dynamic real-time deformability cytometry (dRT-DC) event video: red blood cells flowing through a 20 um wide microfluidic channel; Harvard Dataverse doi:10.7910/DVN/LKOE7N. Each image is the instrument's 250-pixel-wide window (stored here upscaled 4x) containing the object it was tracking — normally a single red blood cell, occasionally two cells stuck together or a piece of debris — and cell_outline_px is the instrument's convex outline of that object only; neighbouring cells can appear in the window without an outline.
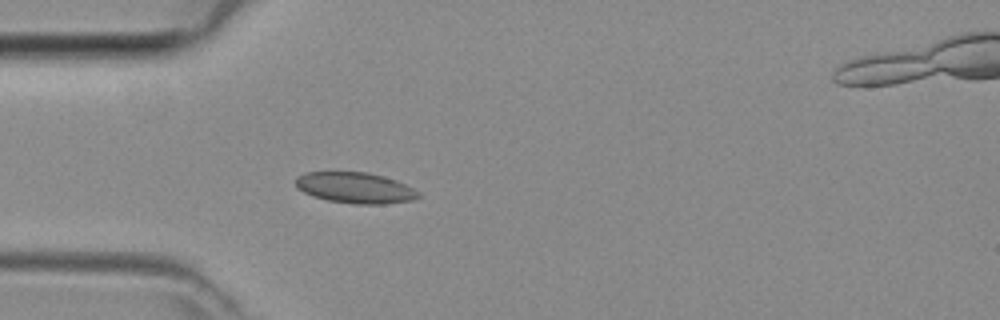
{"species": "common noctule bat (a hibernating species)", "species_latin": "Nyctalus noctula", "temperature_condition": "room temperature", "stored_images_in_passage": 27, "camera_frame_rate_fps": 3000, "um_per_image_px": 0.085, "animal": {"sex": "female", "body_mass_g": 29.2, "forearm_length_mm": 56.3}, "frame": {"image": 1, "passage_image": 1, "time_ms": 0.0, "image_size_px": [1000, 320], "cell_outline_px": [[420, 196], [412, 200], [384, 204], [352, 204], [328, 200], [312, 196], [296, 188], [296, 176], [304, 172], [368, 172], [384, 176], [396, 180], [420, 192]], "centroid_in_image_um": [30.17, 15.96], "position_along_channel_um": 54.8, "area_um2": 22.2}}
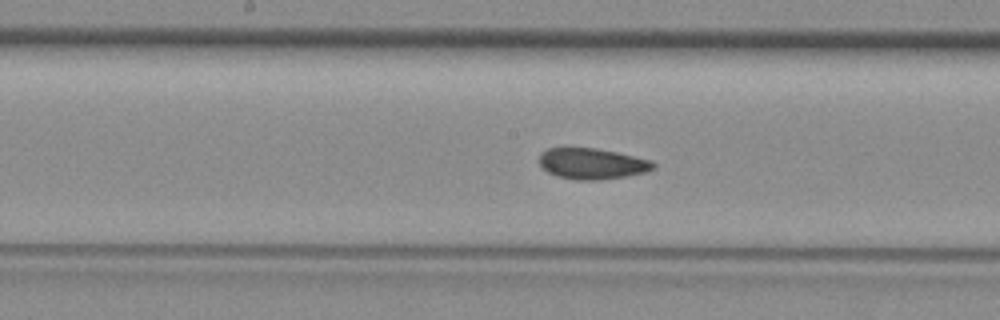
{"frame": {"image": 2, "passage_image": 11, "time_ms": 3.333, "image_size_px": [1000, 320], "cell_outline_px": [[656, 168], [644, 172], [624, 176], [600, 180], [576, 180], [556, 176], [548, 172], [540, 164], [540, 152], [548, 148], [564, 144], [596, 148], [616, 152], [652, 160], [656, 164]], "centroid_in_image_um": [50.27, 13.86], "position_along_channel_um": 197.9, "area_um2": 21.21}}
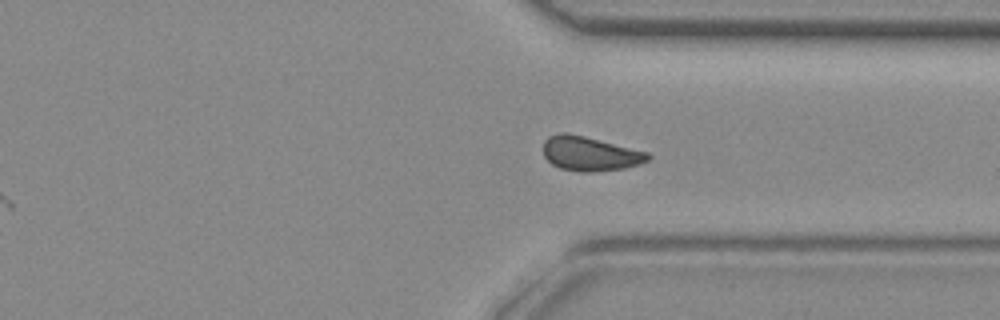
{"frame": {"image": 3, "passage_image": 22, "time_ms": 7.0, "image_size_px": [1000, 320], "cell_outline_px": [[652, 156], [648, 160], [640, 164], [624, 168], [592, 172], [580, 172], [560, 168], [552, 164], [544, 156], [544, 140], [548, 136], [560, 132], [564, 132], [584, 136], [648, 152]], "centroid_in_image_um": [50.14, 13.06], "position_along_channel_um": 361.3, "area_um2": 20.92}}